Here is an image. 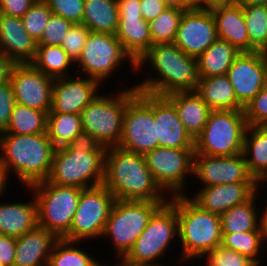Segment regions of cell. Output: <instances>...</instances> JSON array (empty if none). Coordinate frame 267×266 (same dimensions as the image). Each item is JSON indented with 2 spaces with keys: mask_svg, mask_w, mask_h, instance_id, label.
Instances as JSON below:
<instances>
[{
  "mask_svg": "<svg viewBox=\"0 0 267 266\" xmlns=\"http://www.w3.org/2000/svg\"><path fill=\"white\" fill-rule=\"evenodd\" d=\"M146 62L150 71L157 74L134 85L138 91L167 96L174 92L196 90L199 81L197 59L185 54L175 43L152 45L136 61V70L143 71Z\"/></svg>",
  "mask_w": 267,
  "mask_h": 266,
  "instance_id": "cell-1",
  "label": "cell"
},
{
  "mask_svg": "<svg viewBox=\"0 0 267 266\" xmlns=\"http://www.w3.org/2000/svg\"><path fill=\"white\" fill-rule=\"evenodd\" d=\"M103 185L119 200L168 202V194L150 173L143 154L109 147L105 154Z\"/></svg>",
  "mask_w": 267,
  "mask_h": 266,
  "instance_id": "cell-2",
  "label": "cell"
},
{
  "mask_svg": "<svg viewBox=\"0 0 267 266\" xmlns=\"http://www.w3.org/2000/svg\"><path fill=\"white\" fill-rule=\"evenodd\" d=\"M54 151L47 133H0V161L26 188L48 179Z\"/></svg>",
  "mask_w": 267,
  "mask_h": 266,
  "instance_id": "cell-3",
  "label": "cell"
},
{
  "mask_svg": "<svg viewBox=\"0 0 267 266\" xmlns=\"http://www.w3.org/2000/svg\"><path fill=\"white\" fill-rule=\"evenodd\" d=\"M106 149L86 140L55 148L47 181L82 189L102 185Z\"/></svg>",
  "mask_w": 267,
  "mask_h": 266,
  "instance_id": "cell-4",
  "label": "cell"
},
{
  "mask_svg": "<svg viewBox=\"0 0 267 266\" xmlns=\"http://www.w3.org/2000/svg\"><path fill=\"white\" fill-rule=\"evenodd\" d=\"M177 208L179 242L182 247L180 259L192 260L206 256L221 246L222 230L220 215L211 213L195 204L188 194L170 196Z\"/></svg>",
  "mask_w": 267,
  "mask_h": 266,
  "instance_id": "cell-5",
  "label": "cell"
},
{
  "mask_svg": "<svg viewBox=\"0 0 267 266\" xmlns=\"http://www.w3.org/2000/svg\"><path fill=\"white\" fill-rule=\"evenodd\" d=\"M118 93L99 94L80 113L86 141L104 146L117 147L121 140L123 119L127 104L137 95L133 86L119 89Z\"/></svg>",
  "mask_w": 267,
  "mask_h": 266,
  "instance_id": "cell-6",
  "label": "cell"
},
{
  "mask_svg": "<svg viewBox=\"0 0 267 266\" xmlns=\"http://www.w3.org/2000/svg\"><path fill=\"white\" fill-rule=\"evenodd\" d=\"M27 189L32 192L37 203L38 226L63 239L70 231L83 189L53 184L47 180L37 182Z\"/></svg>",
  "mask_w": 267,
  "mask_h": 266,
  "instance_id": "cell-7",
  "label": "cell"
},
{
  "mask_svg": "<svg viewBox=\"0 0 267 266\" xmlns=\"http://www.w3.org/2000/svg\"><path fill=\"white\" fill-rule=\"evenodd\" d=\"M248 126L244 111L211 110L205 128L194 140V154L235 156L243 153Z\"/></svg>",
  "mask_w": 267,
  "mask_h": 266,
  "instance_id": "cell-8",
  "label": "cell"
},
{
  "mask_svg": "<svg viewBox=\"0 0 267 266\" xmlns=\"http://www.w3.org/2000/svg\"><path fill=\"white\" fill-rule=\"evenodd\" d=\"M176 237L179 239L177 208L169 200L152 215L144 231L123 258L139 265L164 266L159 264V260L165 257Z\"/></svg>",
  "mask_w": 267,
  "mask_h": 266,
  "instance_id": "cell-9",
  "label": "cell"
},
{
  "mask_svg": "<svg viewBox=\"0 0 267 266\" xmlns=\"http://www.w3.org/2000/svg\"><path fill=\"white\" fill-rule=\"evenodd\" d=\"M165 203L115 199L102 235L112 240L115 258H123L129 252L152 215Z\"/></svg>",
  "mask_w": 267,
  "mask_h": 266,
  "instance_id": "cell-10",
  "label": "cell"
},
{
  "mask_svg": "<svg viewBox=\"0 0 267 266\" xmlns=\"http://www.w3.org/2000/svg\"><path fill=\"white\" fill-rule=\"evenodd\" d=\"M126 60L136 72V62L123 49L115 34L90 32L75 65L78 66V70L84 72V76L105 83L106 78H109L112 72H116Z\"/></svg>",
  "mask_w": 267,
  "mask_h": 266,
  "instance_id": "cell-11",
  "label": "cell"
},
{
  "mask_svg": "<svg viewBox=\"0 0 267 266\" xmlns=\"http://www.w3.org/2000/svg\"><path fill=\"white\" fill-rule=\"evenodd\" d=\"M118 147L143 155L159 147L154 119V94L138 91L127 104Z\"/></svg>",
  "mask_w": 267,
  "mask_h": 266,
  "instance_id": "cell-12",
  "label": "cell"
},
{
  "mask_svg": "<svg viewBox=\"0 0 267 266\" xmlns=\"http://www.w3.org/2000/svg\"><path fill=\"white\" fill-rule=\"evenodd\" d=\"M114 201V195L103 184L83 189L70 231L63 239L84 242L102 238Z\"/></svg>",
  "mask_w": 267,
  "mask_h": 266,
  "instance_id": "cell-13",
  "label": "cell"
},
{
  "mask_svg": "<svg viewBox=\"0 0 267 266\" xmlns=\"http://www.w3.org/2000/svg\"><path fill=\"white\" fill-rule=\"evenodd\" d=\"M194 153V148L157 147L146 152L144 158L160 188L175 196L186 194V176L193 175Z\"/></svg>",
  "mask_w": 267,
  "mask_h": 266,
  "instance_id": "cell-14",
  "label": "cell"
},
{
  "mask_svg": "<svg viewBox=\"0 0 267 266\" xmlns=\"http://www.w3.org/2000/svg\"><path fill=\"white\" fill-rule=\"evenodd\" d=\"M54 80L32 63L16 64L10 79L15 103L48 114L52 104Z\"/></svg>",
  "mask_w": 267,
  "mask_h": 266,
  "instance_id": "cell-15",
  "label": "cell"
},
{
  "mask_svg": "<svg viewBox=\"0 0 267 266\" xmlns=\"http://www.w3.org/2000/svg\"><path fill=\"white\" fill-rule=\"evenodd\" d=\"M226 75L238 102L245 108L263 88L267 75V53L240 52Z\"/></svg>",
  "mask_w": 267,
  "mask_h": 266,
  "instance_id": "cell-16",
  "label": "cell"
},
{
  "mask_svg": "<svg viewBox=\"0 0 267 266\" xmlns=\"http://www.w3.org/2000/svg\"><path fill=\"white\" fill-rule=\"evenodd\" d=\"M202 187L236 182H256L243 153L235 156L194 154L193 176Z\"/></svg>",
  "mask_w": 267,
  "mask_h": 266,
  "instance_id": "cell-17",
  "label": "cell"
},
{
  "mask_svg": "<svg viewBox=\"0 0 267 266\" xmlns=\"http://www.w3.org/2000/svg\"><path fill=\"white\" fill-rule=\"evenodd\" d=\"M217 39L215 20L209 8L184 11L174 43L185 54L197 59Z\"/></svg>",
  "mask_w": 267,
  "mask_h": 266,
  "instance_id": "cell-18",
  "label": "cell"
},
{
  "mask_svg": "<svg viewBox=\"0 0 267 266\" xmlns=\"http://www.w3.org/2000/svg\"><path fill=\"white\" fill-rule=\"evenodd\" d=\"M101 83L84 76L56 78L53 83L52 104L49 113L80 114L100 93Z\"/></svg>",
  "mask_w": 267,
  "mask_h": 266,
  "instance_id": "cell-19",
  "label": "cell"
},
{
  "mask_svg": "<svg viewBox=\"0 0 267 266\" xmlns=\"http://www.w3.org/2000/svg\"><path fill=\"white\" fill-rule=\"evenodd\" d=\"M256 192V182H236L202 187L190 199L200 208L221 215L246 202Z\"/></svg>",
  "mask_w": 267,
  "mask_h": 266,
  "instance_id": "cell-20",
  "label": "cell"
},
{
  "mask_svg": "<svg viewBox=\"0 0 267 266\" xmlns=\"http://www.w3.org/2000/svg\"><path fill=\"white\" fill-rule=\"evenodd\" d=\"M154 119L159 147L194 148V139L186 131L175 106L166 96L154 94Z\"/></svg>",
  "mask_w": 267,
  "mask_h": 266,
  "instance_id": "cell-21",
  "label": "cell"
},
{
  "mask_svg": "<svg viewBox=\"0 0 267 266\" xmlns=\"http://www.w3.org/2000/svg\"><path fill=\"white\" fill-rule=\"evenodd\" d=\"M37 42L26 32L22 19L0 14V52L16 64L32 63Z\"/></svg>",
  "mask_w": 267,
  "mask_h": 266,
  "instance_id": "cell-22",
  "label": "cell"
},
{
  "mask_svg": "<svg viewBox=\"0 0 267 266\" xmlns=\"http://www.w3.org/2000/svg\"><path fill=\"white\" fill-rule=\"evenodd\" d=\"M59 238L37 226L16 238L13 266H48L49 258Z\"/></svg>",
  "mask_w": 267,
  "mask_h": 266,
  "instance_id": "cell-23",
  "label": "cell"
},
{
  "mask_svg": "<svg viewBox=\"0 0 267 266\" xmlns=\"http://www.w3.org/2000/svg\"><path fill=\"white\" fill-rule=\"evenodd\" d=\"M214 17L219 39L228 41L240 52H250V41L242 5L227 4L209 8Z\"/></svg>",
  "mask_w": 267,
  "mask_h": 266,
  "instance_id": "cell-24",
  "label": "cell"
},
{
  "mask_svg": "<svg viewBox=\"0 0 267 266\" xmlns=\"http://www.w3.org/2000/svg\"><path fill=\"white\" fill-rule=\"evenodd\" d=\"M175 106L180 121L195 140L203 131L211 112L196 91H181L166 96Z\"/></svg>",
  "mask_w": 267,
  "mask_h": 266,
  "instance_id": "cell-25",
  "label": "cell"
},
{
  "mask_svg": "<svg viewBox=\"0 0 267 266\" xmlns=\"http://www.w3.org/2000/svg\"><path fill=\"white\" fill-rule=\"evenodd\" d=\"M32 197L30 202H0V235L18 238L38 226L37 203Z\"/></svg>",
  "mask_w": 267,
  "mask_h": 266,
  "instance_id": "cell-26",
  "label": "cell"
},
{
  "mask_svg": "<svg viewBox=\"0 0 267 266\" xmlns=\"http://www.w3.org/2000/svg\"><path fill=\"white\" fill-rule=\"evenodd\" d=\"M115 35L135 62L153 45L149 24L142 16H119Z\"/></svg>",
  "mask_w": 267,
  "mask_h": 266,
  "instance_id": "cell-27",
  "label": "cell"
},
{
  "mask_svg": "<svg viewBox=\"0 0 267 266\" xmlns=\"http://www.w3.org/2000/svg\"><path fill=\"white\" fill-rule=\"evenodd\" d=\"M211 110H238L244 107L238 102L227 75L199 78L195 90Z\"/></svg>",
  "mask_w": 267,
  "mask_h": 266,
  "instance_id": "cell-28",
  "label": "cell"
},
{
  "mask_svg": "<svg viewBox=\"0 0 267 266\" xmlns=\"http://www.w3.org/2000/svg\"><path fill=\"white\" fill-rule=\"evenodd\" d=\"M239 53L228 41L218 38L197 58L198 78L226 75Z\"/></svg>",
  "mask_w": 267,
  "mask_h": 266,
  "instance_id": "cell-29",
  "label": "cell"
},
{
  "mask_svg": "<svg viewBox=\"0 0 267 266\" xmlns=\"http://www.w3.org/2000/svg\"><path fill=\"white\" fill-rule=\"evenodd\" d=\"M118 21L117 0H84L81 24L91 32L115 34Z\"/></svg>",
  "mask_w": 267,
  "mask_h": 266,
  "instance_id": "cell-30",
  "label": "cell"
},
{
  "mask_svg": "<svg viewBox=\"0 0 267 266\" xmlns=\"http://www.w3.org/2000/svg\"><path fill=\"white\" fill-rule=\"evenodd\" d=\"M259 191L262 190H256L246 202L235 205L220 215L222 233L249 232L260 229V212L255 204Z\"/></svg>",
  "mask_w": 267,
  "mask_h": 266,
  "instance_id": "cell-31",
  "label": "cell"
},
{
  "mask_svg": "<svg viewBox=\"0 0 267 266\" xmlns=\"http://www.w3.org/2000/svg\"><path fill=\"white\" fill-rule=\"evenodd\" d=\"M47 134L55 148L85 141L80 114L48 113Z\"/></svg>",
  "mask_w": 267,
  "mask_h": 266,
  "instance_id": "cell-32",
  "label": "cell"
},
{
  "mask_svg": "<svg viewBox=\"0 0 267 266\" xmlns=\"http://www.w3.org/2000/svg\"><path fill=\"white\" fill-rule=\"evenodd\" d=\"M243 155L255 180L267 171V125H249L244 138Z\"/></svg>",
  "mask_w": 267,
  "mask_h": 266,
  "instance_id": "cell-33",
  "label": "cell"
},
{
  "mask_svg": "<svg viewBox=\"0 0 267 266\" xmlns=\"http://www.w3.org/2000/svg\"><path fill=\"white\" fill-rule=\"evenodd\" d=\"M47 113L15 103L6 129L1 133L31 135L47 133Z\"/></svg>",
  "mask_w": 267,
  "mask_h": 266,
  "instance_id": "cell-34",
  "label": "cell"
},
{
  "mask_svg": "<svg viewBox=\"0 0 267 266\" xmlns=\"http://www.w3.org/2000/svg\"><path fill=\"white\" fill-rule=\"evenodd\" d=\"M32 64L45 75L56 79L71 76L70 70L75 63L61 46L37 45L36 56Z\"/></svg>",
  "mask_w": 267,
  "mask_h": 266,
  "instance_id": "cell-35",
  "label": "cell"
},
{
  "mask_svg": "<svg viewBox=\"0 0 267 266\" xmlns=\"http://www.w3.org/2000/svg\"><path fill=\"white\" fill-rule=\"evenodd\" d=\"M221 246L248 257L258 266L264 264L260 259V254H264V249H266L261 229L249 232L222 233Z\"/></svg>",
  "mask_w": 267,
  "mask_h": 266,
  "instance_id": "cell-36",
  "label": "cell"
},
{
  "mask_svg": "<svg viewBox=\"0 0 267 266\" xmlns=\"http://www.w3.org/2000/svg\"><path fill=\"white\" fill-rule=\"evenodd\" d=\"M250 41V52L267 53V5L242 6Z\"/></svg>",
  "mask_w": 267,
  "mask_h": 266,
  "instance_id": "cell-37",
  "label": "cell"
},
{
  "mask_svg": "<svg viewBox=\"0 0 267 266\" xmlns=\"http://www.w3.org/2000/svg\"><path fill=\"white\" fill-rule=\"evenodd\" d=\"M81 241L59 239L49 258L48 266H99L100 261L76 247Z\"/></svg>",
  "mask_w": 267,
  "mask_h": 266,
  "instance_id": "cell-38",
  "label": "cell"
},
{
  "mask_svg": "<svg viewBox=\"0 0 267 266\" xmlns=\"http://www.w3.org/2000/svg\"><path fill=\"white\" fill-rule=\"evenodd\" d=\"M184 11L167 7L155 19L148 22L153 45L174 43Z\"/></svg>",
  "mask_w": 267,
  "mask_h": 266,
  "instance_id": "cell-39",
  "label": "cell"
},
{
  "mask_svg": "<svg viewBox=\"0 0 267 266\" xmlns=\"http://www.w3.org/2000/svg\"><path fill=\"white\" fill-rule=\"evenodd\" d=\"M52 11L45 1L36 0L23 15L22 22L26 32L38 42Z\"/></svg>",
  "mask_w": 267,
  "mask_h": 266,
  "instance_id": "cell-40",
  "label": "cell"
},
{
  "mask_svg": "<svg viewBox=\"0 0 267 266\" xmlns=\"http://www.w3.org/2000/svg\"><path fill=\"white\" fill-rule=\"evenodd\" d=\"M72 25L73 23L71 21L66 20L61 16L51 14L44 27L43 35L37 42V45L60 46L63 38Z\"/></svg>",
  "mask_w": 267,
  "mask_h": 266,
  "instance_id": "cell-41",
  "label": "cell"
},
{
  "mask_svg": "<svg viewBox=\"0 0 267 266\" xmlns=\"http://www.w3.org/2000/svg\"><path fill=\"white\" fill-rule=\"evenodd\" d=\"M90 30L83 24H73L61 43V48L75 63L81 55Z\"/></svg>",
  "mask_w": 267,
  "mask_h": 266,
  "instance_id": "cell-42",
  "label": "cell"
},
{
  "mask_svg": "<svg viewBox=\"0 0 267 266\" xmlns=\"http://www.w3.org/2000/svg\"><path fill=\"white\" fill-rule=\"evenodd\" d=\"M52 14L63 17L73 24H81L84 0H45Z\"/></svg>",
  "mask_w": 267,
  "mask_h": 266,
  "instance_id": "cell-43",
  "label": "cell"
},
{
  "mask_svg": "<svg viewBox=\"0 0 267 266\" xmlns=\"http://www.w3.org/2000/svg\"><path fill=\"white\" fill-rule=\"evenodd\" d=\"M205 257L215 266H258L248 257L222 246L215 247Z\"/></svg>",
  "mask_w": 267,
  "mask_h": 266,
  "instance_id": "cell-44",
  "label": "cell"
},
{
  "mask_svg": "<svg viewBox=\"0 0 267 266\" xmlns=\"http://www.w3.org/2000/svg\"><path fill=\"white\" fill-rule=\"evenodd\" d=\"M248 125H267V91L263 88L244 108Z\"/></svg>",
  "mask_w": 267,
  "mask_h": 266,
  "instance_id": "cell-45",
  "label": "cell"
},
{
  "mask_svg": "<svg viewBox=\"0 0 267 266\" xmlns=\"http://www.w3.org/2000/svg\"><path fill=\"white\" fill-rule=\"evenodd\" d=\"M14 104L15 97L11 82L0 85V133L9 123Z\"/></svg>",
  "mask_w": 267,
  "mask_h": 266,
  "instance_id": "cell-46",
  "label": "cell"
},
{
  "mask_svg": "<svg viewBox=\"0 0 267 266\" xmlns=\"http://www.w3.org/2000/svg\"><path fill=\"white\" fill-rule=\"evenodd\" d=\"M36 0H0V14L22 18Z\"/></svg>",
  "mask_w": 267,
  "mask_h": 266,
  "instance_id": "cell-47",
  "label": "cell"
},
{
  "mask_svg": "<svg viewBox=\"0 0 267 266\" xmlns=\"http://www.w3.org/2000/svg\"><path fill=\"white\" fill-rule=\"evenodd\" d=\"M16 238L0 235V259L4 266H13L16 253Z\"/></svg>",
  "mask_w": 267,
  "mask_h": 266,
  "instance_id": "cell-48",
  "label": "cell"
},
{
  "mask_svg": "<svg viewBox=\"0 0 267 266\" xmlns=\"http://www.w3.org/2000/svg\"><path fill=\"white\" fill-rule=\"evenodd\" d=\"M166 8L161 0H140L141 15L147 22L155 19Z\"/></svg>",
  "mask_w": 267,
  "mask_h": 266,
  "instance_id": "cell-49",
  "label": "cell"
},
{
  "mask_svg": "<svg viewBox=\"0 0 267 266\" xmlns=\"http://www.w3.org/2000/svg\"><path fill=\"white\" fill-rule=\"evenodd\" d=\"M119 16H142L140 0H117Z\"/></svg>",
  "mask_w": 267,
  "mask_h": 266,
  "instance_id": "cell-50",
  "label": "cell"
},
{
  "mask_svg": "<svg viewBox=\"0 0 267 266\" xmlns=\"http://www.w3.org/2000/svg\"><path fill=\"white\" fill-rule=\"evenodd\" d=\"M16 63L5 53L0 52V85L10 82Z\"/></svg>",
  "mask_w": 267,
  "mask_h": 266,
  "instance_id": "cell-51",
  "label": "cell"
},
{
  "mask_svg": "<svg viewBox=\"0 0 267 266\" xmlns=\"http://www.w3.org/2000/svg\"><path fill=\"white\" fill-rule=\"evenodd\" d=\"M167 7L176 8L182 11H189L196 8L195 0H161Z\"/></svg>",
  "mask_w": 267,
  "mask_h": 266,
  "instance_id": "cell-52",
  "label": "cell"
},
{
  "mask_svg": "<svg viewBox=\"0 0 267 266\" xmlns=\"http://www.w3.org/2000/svg\"><path fill=\"white\" fill-rule=\"evenodd\" d=\"M199 8H210L217 5L237 4L239 0H195Z\"/></svg>",
  "mask_w": 267,
  "mask_h": 266,
  "instance_id": "cell-53",
  "label": "cell"
},
{
  "mask_svg": "<svg viewBox=\"0 0 267 266\" xmlns=\"http://www.w3.org/2000/svg\"><path fill=\"white\" fill-rule=\"evenodd\" d=\"M10 173L6 166L0 161V197L5 194L7 188V181ZM4 193V194H3Z\"/></svg>",
  "mask_w": 267,
  "mask_h": 266,
  "instance_id": "cell-54",
  "label": "cell"
},
{
  "mask_svg": "<svg viewBox=\"0 0 267 266\" xmlns=\"http://www.w3.org/2000/svg\"><path fill=\"white\" fill-rule=\"evenodd\" d=\"M261 213H260V229H261L264 244L266 247V244H267V206L264 207L263 212L261 210ZM266 249H267V247H266Z\"/></svg>",
  "mask_w": 267,
  "mask_h": 266,
  "instance_id": "cell-55",
  "label": "cell"
},
{
  "mask_svg": "<svg viewBox=\"0 0 267 266\" xmlns=\"http://www.w3.org/2000/svg\"><path fill=\"white\" fill-rule=\"evenodd\" d=\"M238 3L242 6L267 5V0H239Z\"/></svg>",
  "mask_w": 267,
  "mask_h": 266,
  "instance_id": "cell-56",
  "label": "cell"
},
{
  "mask_svg": "<svg viewBox=\"0 0 267 266\" xmlns=\"http://www.w3.org/2000/svg\"><path fill=\"white\" fill-rule=\"evenodd\" d=\"M116 259H119L121 261H119L118 263L116 261L115 266H146V265H139V264L130 263L127 260H125L124 258H116ZM99 266H106V264L104 265V264L100 263Z\"/></svg>",
  "mask_w": 267,
  "mask_h": 266,
  "instance_id": "cell-57",
  "label": "cell"
},
{
  "mask_svg": "<svg viewBox=\"0 0 267 266\" xmlns=\"http://www.w3.org/2000/svg\"><path fill=\"white\" fill-rule=\"evenodd\" d=\"M261 182H262V184H261ZM264 182L267 183V171H265L261 176H259L256 179V190L261 189L262 188L261 185H263ZM259 186H260V188H259Z\"/></svg>",
  "mask_w": 267,
  "mask_h": 266,
  "instance_id": "cell-58",
  "label": "cell"
},
{
  "mask_svg": "<svg viewBox=\"0 0 267 266\" xmlns=\"http://www.w3.org/2000/svg\"><path fill=\"white\" fill-rule=\"evenodd\" d=\"M198 259H204V262L206 263V265H205V263H203L204 264V266H215L214 264H212L208 259H206V257L205 256H203V257H198ZM206 260V261H205Z\"/></svg>",
  "mask_w": 267,
  "mask_h": 266,
  "instance_id": "cell-59",
  "label": "cell"
},
{
  "mask_svg": "<svg viewBox=\"0 0 267 266\" xmlns=\"http://www.w3.org/2000/svg\"><path fill=\"white\" fill-rule=\"evenodd\" d=\"M263 89L265 91H267V75H266V78H265V82H264V85H263Z\"/></svg>",
  "mask_w": 267,
  "mask_h": 266,
  "instance_id": "cell-60",
  "label": "cell"
},
{
  "mask_svg": "<svg viewBox=\"0 0 267 266\" xmlns=\"http://www.w3.org/2000/svg\"><path fill=\"white\" fill-rule=\"evenodd\" d=\"M0 266H4V264H3V262H2V260L0 259Z\"/></svg>",
  "mask_w": 267,
  "mask_h": 266,
  "instance_id": "cell-61",
  "label": "cell"
}]
</instances>
